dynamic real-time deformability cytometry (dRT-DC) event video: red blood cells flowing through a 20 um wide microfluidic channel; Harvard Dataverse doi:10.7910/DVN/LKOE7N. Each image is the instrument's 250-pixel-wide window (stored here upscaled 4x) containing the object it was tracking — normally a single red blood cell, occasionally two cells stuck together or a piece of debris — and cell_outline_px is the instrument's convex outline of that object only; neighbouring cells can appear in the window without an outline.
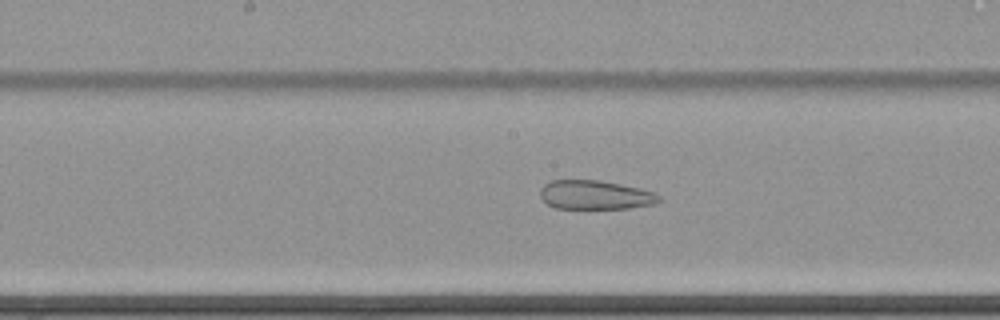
{"species": "common noctule bat (a hibernating species)", "species_latin": "Nyctalus noctula", "temperature_condition": "cold", "stored_images_in_passage": 50, "camera_frame_rate_fps": 3000, "um_per_image_px": 0.085, "animal": {"sex": "female", "body_mass_g": 22.7, "forearm_length_mm": 54.2}, "frame": {"image": 1, "passage_image": 29, "time_ms": 9.333, "image_size_px": [1000, 320], "cell_outline_px": [[660, 200], [652, 204], [628, 208], [556, 208], [548, 204], [540, 196], [540, 188], [544, 184], [552, 180], [600, 180], [640, 188], [652, 192], [660, 196]], "centroid_in_image_um": [50.56, 16.56], "position_along_channel_um": 197.6, "area_um2": 19.88}}
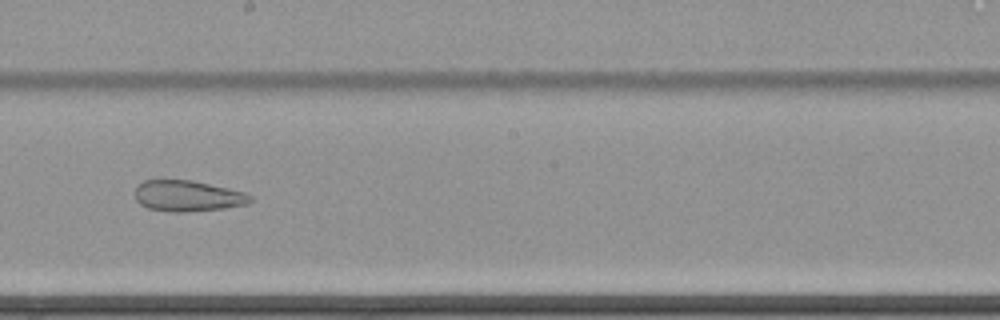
{"frame": {"image": 2, "passage_image": 32, "time_ms": 10.333, "image_size_px": [1000, 320], "cell_outline_px": [[252, 200], [248, 204], [224, 208], [188, 212], [172, 212], [148, 208], [140, 204], [136, 200], [136, 188], [144, 180], [192, 180], [244, 192], [252, 196]], "centroid_in_image_um": [15.96, 16.66], "position_along_channel_um": 232.2, "area_um2": 20.69}}
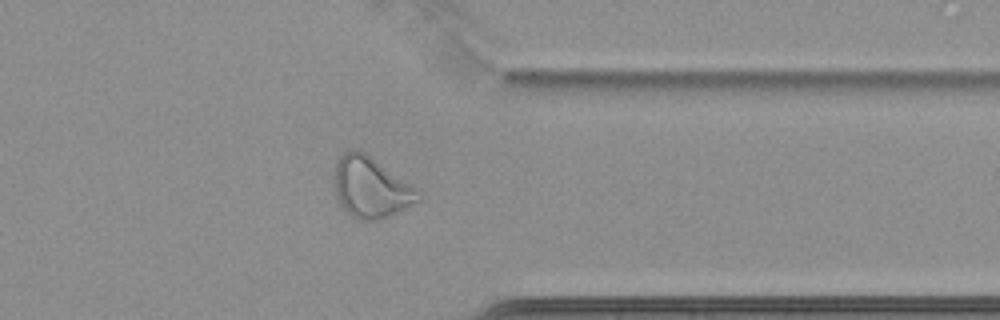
{"frame": {"image": 3, "passage_image": 45, "time_ms": 14.667, "image_size_px": [1000, 320], "cell_outline_px": [[424, 196], [420, 200], [388, 216], [376, 220], [356, 220], [340, 204], [336, 192], [336, 160], [344, 152], [352, 148], [356, 148], [364, 152], [420, 188]], "centroid_in_image_um": [31.59, 15.91], "position_along_channel_um": 379.8, "area_um2": 29.77}}